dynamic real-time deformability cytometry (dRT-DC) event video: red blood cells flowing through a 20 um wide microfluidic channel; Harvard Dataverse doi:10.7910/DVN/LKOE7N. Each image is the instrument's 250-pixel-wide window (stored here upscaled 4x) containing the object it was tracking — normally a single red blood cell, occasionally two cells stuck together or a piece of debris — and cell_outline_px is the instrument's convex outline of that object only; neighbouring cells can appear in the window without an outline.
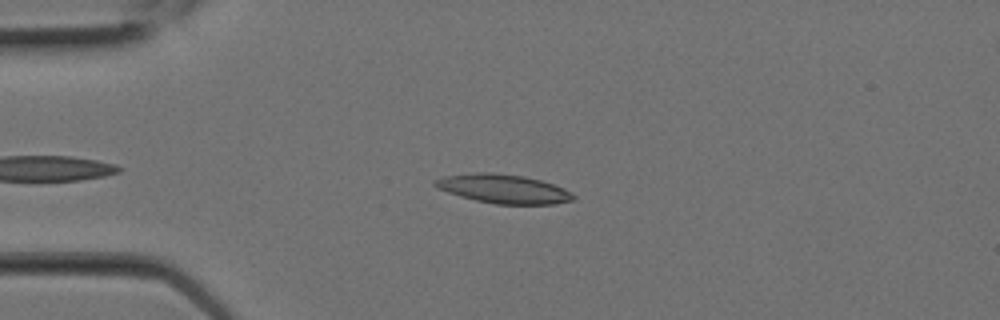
{"species": "Egyptian fruit bat (a non-hibernating species)", "species_latin": "Rousettus aegyptiacus", "temperature_condition": "room temperature", "stored_images_in_passage": 8, "camera_frame_rate_fps": 3000, "um_per_image_px": 0.085, "animal": {"sex": "female"}, "frame": {"image": 1, "passage_image": 4, "time_ms": 1.0, "image_size_px": [1000, 320], "cell_outline_px": [[576, 200], [556, 204], [496, 204], [476, 200], [460, 196], [436, 188], [432, 184], [432, 180], [444, 176], [476, 172], [488, 172], [524, 176], [540, 180], [564, 188], [576, 196]], "centroid_in_image_um": [42.78, 16.05], "position_along_channel_um": 42.2, "area_um2": 23.41}}
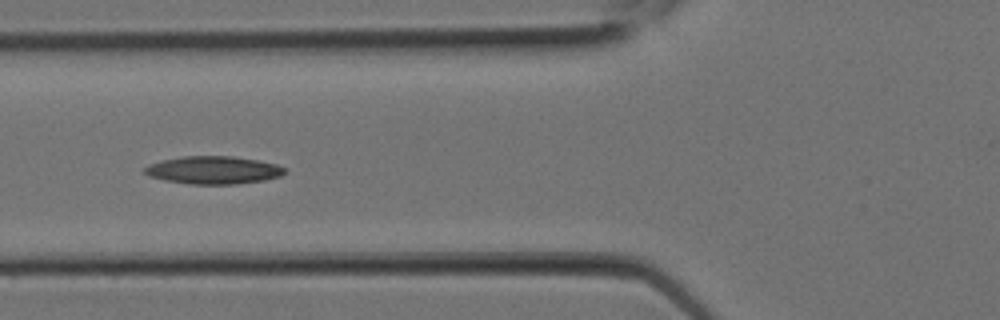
{"frame": {"image": 2, "passage_image": 7, "time_ms": 2.0, "image_size_px": [1000, 320], "cell_outline_px": [[288, 172], [280, 176], [264, 180], [236, 184], [192, 184], [164, 180], [148, 176], [144, 172], [144, 168], [148, 164], [160, 160], [184, 156], [232, 156], [260, 160], [276, 164], [288, 168]], "centroid_in_image_um": [18.16, 14.45], "position_along_channel_um": 107.6, "area_um2": 22.95}}
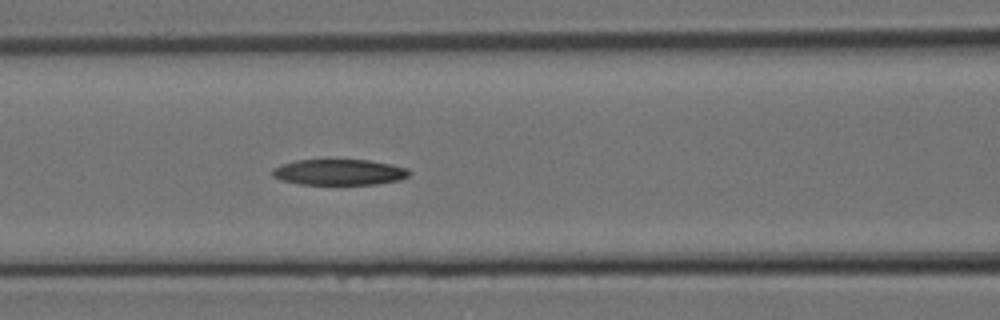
{"frame": {"image": 3, "passage_image": 8, "time_ms": 2.333, "image_size_px": [1000, 320], "cell_outline_px": [[412, 172], [408, 176], [400, 180], [376, 184], [300, 184], [280, 180], [272, 176], [272, 168], [280, 164], [296, 160], [368, 160], [392, 164], [408, 168]], "centroid_in_image_um": [28.83, 14.63], "position_along_channel_um": 137.8, "area_um2": 20.75}}